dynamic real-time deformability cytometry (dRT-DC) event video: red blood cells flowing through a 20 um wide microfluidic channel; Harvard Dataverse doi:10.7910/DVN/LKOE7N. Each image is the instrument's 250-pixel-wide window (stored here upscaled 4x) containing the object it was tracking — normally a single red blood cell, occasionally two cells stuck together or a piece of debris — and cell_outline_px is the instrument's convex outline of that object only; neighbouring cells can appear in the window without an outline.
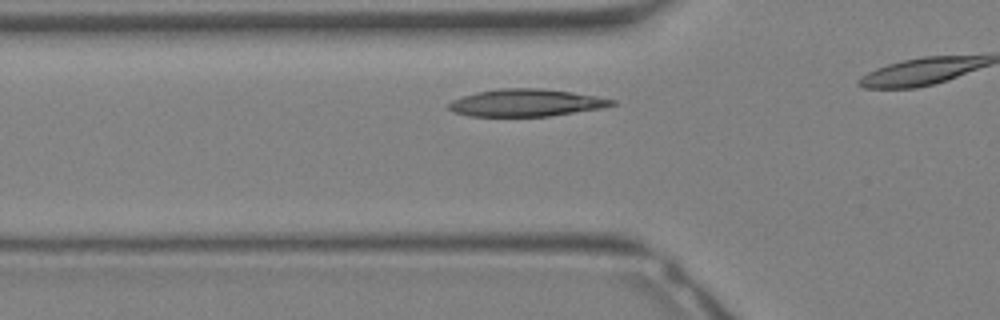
{"species": "Egyptian fruit bat (a non-hibernating species)", "species_latin": "Rousettus aegyptiacus", "temperature_condition": "warm", "stored_images_in_passage": 7, "camera_frame_rate_fps": 3000, "um_per_image_px": 0.085, "animal": {"sex": "female"}, "frame": {"image": 1, "passage_image": 4, "time_ms": 1.0, "image_size_px": [1000, 320], "cell_outline_px": [[616, 104], [600, 108], [548, 116], [468, 116], [452, 112], [448, 108], [448, 104], [452, 100], [476, 92], [500, 88], [540, 88], [572, 92], [596, 96], [616, 100]], "centroid_in_image_um": [44.68, 8.73], "position_along_channel_um": 81.1, "area_um2": 25.84}}
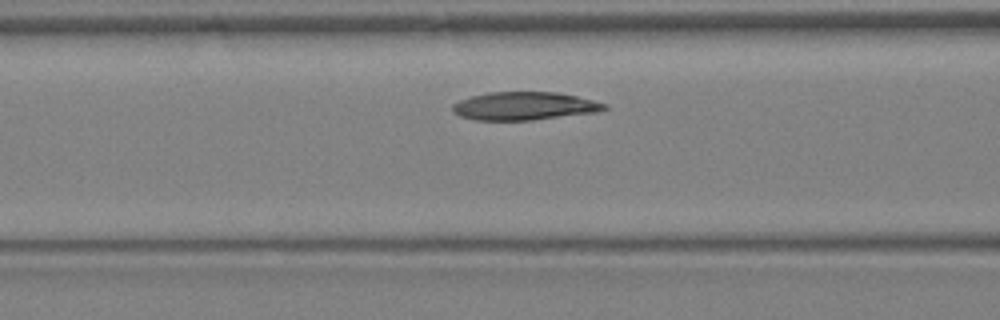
{"frame": {"image": 2, "passage_image": 6, "time_ms": 1.667, "image_size_px": [1000, 320], "cell_outline_px": [[608, 108], [596, 112], [532, 120], [476, 120], [460, 116], [452, 112], [452, 104], [460, 100], [472, 96], [488, 92], [556, 92], [576, 96], [608, 104]], "centroid_in_image_um": [44.55, 9.01], "position_along_channel_um": 122.1, "area_um2": 24.8}}